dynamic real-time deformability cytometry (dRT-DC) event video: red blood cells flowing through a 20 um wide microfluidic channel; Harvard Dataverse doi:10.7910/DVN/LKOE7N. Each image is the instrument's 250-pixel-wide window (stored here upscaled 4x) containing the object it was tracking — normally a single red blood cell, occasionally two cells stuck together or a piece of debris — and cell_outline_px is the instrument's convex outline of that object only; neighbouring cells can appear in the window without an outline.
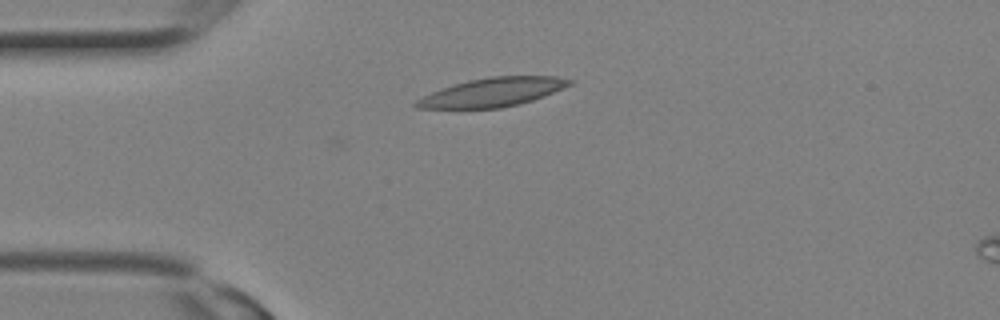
{"species": "Egyptian fruit bat (a non-hibernating species)", "species_latin": "Rousettus aegyptiacus", "temperature_condition": "room temperature", "stored_images_in_passage": 2, "camera_frame_rate_fps": 3000, "um_per_image_px": 0.085, "animal": {"sex": "female"}, "frame": {"image": 1, "passage_image": 2, "time_ms": 0.333, "image_size_px": [1000, 320], "cell_outline_px": [[576, 80], [572, 84], [544, 96], [520, 104], [500, 108], [416, 108], [412, 104], [416, 100], [440, 88], [468, 80], [488, 76], [556, 76]], "centroid_in_image_um": [41.88, 7.83], "position_along_channel_um": 43.1, "area_um2": 25.72}}